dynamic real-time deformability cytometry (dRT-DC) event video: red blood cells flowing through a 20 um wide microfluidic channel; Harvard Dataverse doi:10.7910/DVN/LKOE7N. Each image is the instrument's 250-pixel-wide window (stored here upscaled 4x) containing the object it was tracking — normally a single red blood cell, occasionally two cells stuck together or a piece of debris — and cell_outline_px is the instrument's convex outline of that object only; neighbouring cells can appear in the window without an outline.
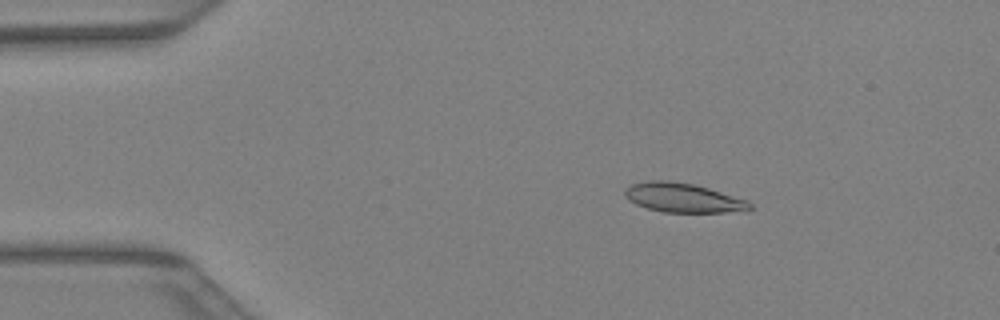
{"species": "Egyptian fruit bat (a non-hibernating species)", "species_latin": "Rousettus aegyptiacus", "temperature_condition": "warm", "stored_images_in_passage": 40, "camera_frame_rate_fps": 3000, "um_per_image_px": 0.085, "animal": {"sex": "female"}, "frame": {"image": 1, "passage_image": 6, "time_ms": 1.667, "image_size_px": [1000, 320], "cell_outline_px": [[752, 208], [724, 212], [664, 212], [648, 208], [636, 204], [624, 192], [624, 188], [632, 184], [648, 180], [668, 180], [692, 184], [708, 188], [744, 200], [752, 204]], "centroid_in_image_um": [58.0, 16.8], "position_along_channel_um": 27.0, "area_um2": 20.69}}
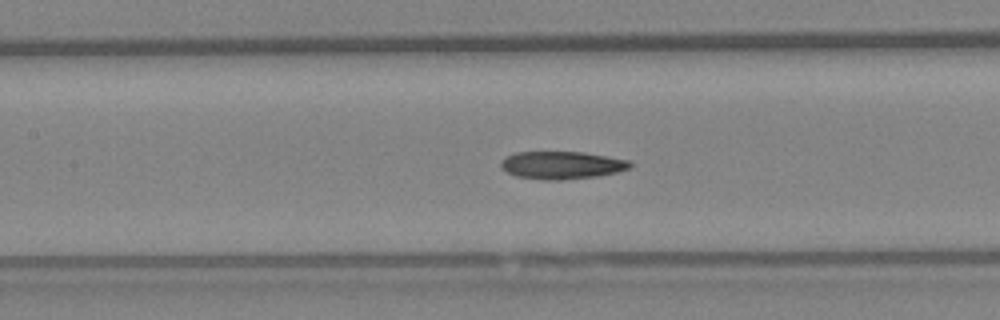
{"frame": {"image": 2, "passage_image": 18, "time_ms": 5.667, "image_size_px": [1000, 320], "cell_outline_px": [[632, 168], [616, 172], [596, 176], [560, 180], [544, 180], [516, 176], [508, 172], [500, 164], [500, 160], [504, 156], [516, 152], [584, 152], [628, 160], [632, 164]], "centroid_in_image_um": [47.74, 14.03], "position_along_channel_um": 159.7, "area_um2": 20.81}}
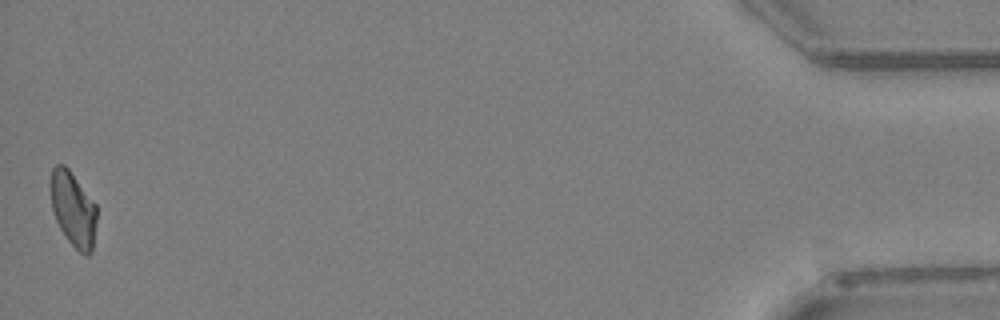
{"frame": {"image": 3, "passage_image": 40, "time_ms": 13.0, "image_size_px": [1000, 320], "cell_outline_px": [[96, 220], [92, 252], [88, 256], [84, 256], [68, 240], [60, 228], [56, 220], [52, 208], [48, 184], [52, 168], [56, 164], [64, 164], [68, 168], [96, 204]], "centroid_in_image_um": [6.19, 17.74], "position_along_channel_um": 429.0, "area_um2": 20.29}}